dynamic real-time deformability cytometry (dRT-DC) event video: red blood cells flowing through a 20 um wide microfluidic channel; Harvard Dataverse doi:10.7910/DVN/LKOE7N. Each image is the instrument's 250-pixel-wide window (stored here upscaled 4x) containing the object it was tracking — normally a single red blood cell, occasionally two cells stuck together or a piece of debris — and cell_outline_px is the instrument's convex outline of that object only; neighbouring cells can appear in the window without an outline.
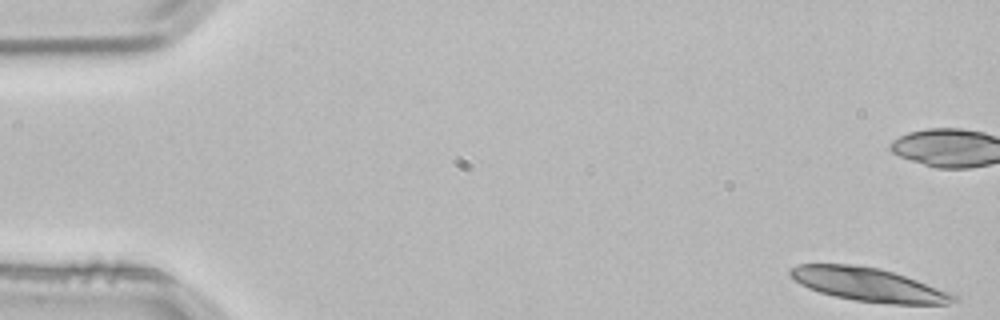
{"species": "common noctule bat (a hibernating species)", "species_latin": "Nyctalus noctula", "temperature_condition": "room temperature", "stored_images_in_passage": 6, "camera_frame_rate_fps": 3000, "um_per_image_px": 0.085, "animal": {"sex": "male", "body_mass_g": 21.5, "forearm_length_mm": 52.0}, "frame": {"image": 1, "passage_image": 1, "time_ms": 0.0, "image_size_px": [1000, 320], "cell_outline_px": [[956, 300], [948, 304], [892, 304], [856, 300], [836, 296], [820, 292], [808, 288], [800, 284], [788, 272], [792, 268], [800, 264], [852, 264], [880, 268], [916, 280], [948, 292], [956, 296]], "centroid_in_image_um": [73.8, 24.19], "position_along_channel_um": 11.2, "area_um2": 31.27}}